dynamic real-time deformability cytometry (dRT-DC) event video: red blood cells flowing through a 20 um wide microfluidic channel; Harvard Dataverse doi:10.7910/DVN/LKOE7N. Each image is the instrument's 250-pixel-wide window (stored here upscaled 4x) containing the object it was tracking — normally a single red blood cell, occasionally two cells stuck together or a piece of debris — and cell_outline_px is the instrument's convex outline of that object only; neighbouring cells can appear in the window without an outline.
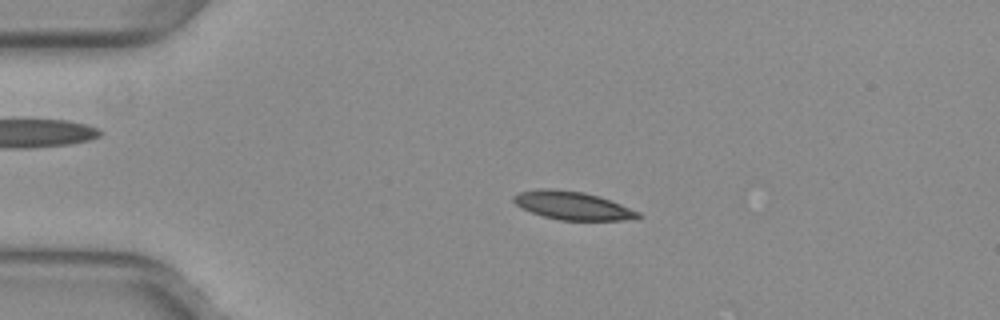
{"species": "common noctule bat (a hibernating species)", "species_latin": "Nyctalus noctula", "temperature_condition": "warm", "stored_images_in_passage": 42, "camera_frame_rate_fps": 3000, "um_per_image_px": 0.085, "animal": {"sex": "female", "body_mass_g": 29.2, "forearm_length_mm": 56.3}, "frame": {"image": 1, "passage_image": 2, "time_ms": 0.333, "image_size_px": [1000, 320], "cell_outline_px": [[644, 216], [624, 220], [560, 220], [544, 216], [520, 208], [512, 200], [512, 196], [520, 192], [540, 188], [552, 188], [584, 192], [600, 196], [640, 212]], "centroid_in_image_um": [48.65, 17.46], "position_along_channel_um": 36.3, "area_um2": 20.52}}
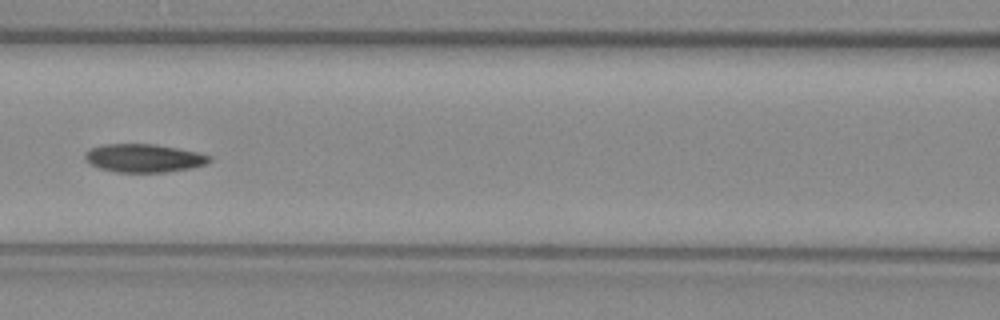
{"frame": {"image": 2, "passage_image": 14, "time_ms": 4.333, "image_size_px": [1000, 320], "cell_outline_px": [[212, 160], [208, 164], [192, 168], [164, 172], [116, 172], [100, 168], [88, 164], [84, 160], [84, 156], [88, 148], [104, 144], [152, 144], [176, 148], [196, 152], [212, 156]], "centroid_in_image_um": [12.2, 13.44], "position_along_channel_um": 154.4, "area_um2": 20.63}}
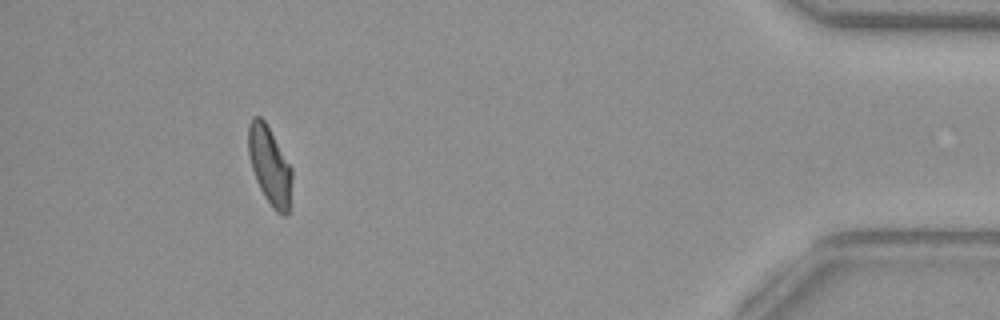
{"frame": {"image": 3, "passage_image": 38, "time_ms": 12.333, "image_size_px": [1000, 320], "cell_outline_px": [[292, 180], [288, 216], [280, 216], [272, 208], [264, 196], [256, 180], [248, 156], [248, 124], [252, 116], [260, 116], [264, 120], [292, 168]], "centroid_in_image_um": [22.92, 14.11], "position_along_channel_um": 412.3, "area_um2": 20.0}, "authors_computed_cell_mechanics": {"area_um2": 20.4323, "velocity_mm_per_s": 4.0021, "shape_relaxation_time_tau1_ms": 7.3624, "shape_relaxation_time_tau2_ms": 3.4516, "deformation_change_tau1": 0.17, "deformation_change_tau2": 0.0851}}